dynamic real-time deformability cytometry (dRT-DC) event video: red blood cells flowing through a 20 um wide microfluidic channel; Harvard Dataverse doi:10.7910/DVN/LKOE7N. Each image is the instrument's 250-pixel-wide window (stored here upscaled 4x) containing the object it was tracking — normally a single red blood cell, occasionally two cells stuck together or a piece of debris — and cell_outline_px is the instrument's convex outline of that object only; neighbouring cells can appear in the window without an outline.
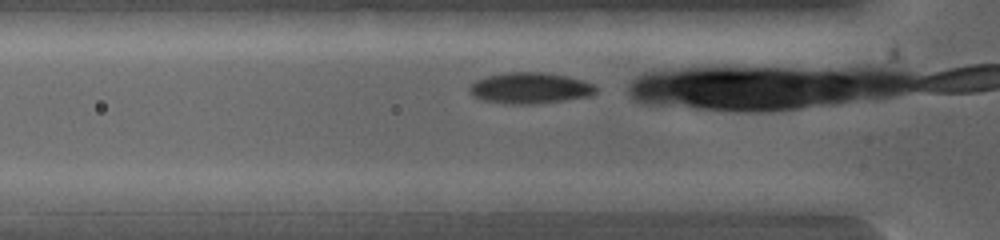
{"species": "common noctule bat (a hibernating species)", "species_latin": "Nyctalus noctula", "temperature_condition": "warm", "stored_images_in_passage": 4, "camera_frame_rate_fps": 5000, "um_per_image_px": 0.085, "animal": {"sex": "female", "body_mass_g": 19.0, "forearm_length_mm": 53.3}, "frame": {"image": 1, "passage_image": 2, "time_ms": 0.4, "image_size_px": [1000, 240], "cell_outline_px": [[580, 200], [572, 212], [496, 212], [488, 200], [520, 192], [568, 192]], "centroid_in_image_um": [45.53, 17.21], "position_along_channel_um": 80.3, "area_um2": 11.33}}